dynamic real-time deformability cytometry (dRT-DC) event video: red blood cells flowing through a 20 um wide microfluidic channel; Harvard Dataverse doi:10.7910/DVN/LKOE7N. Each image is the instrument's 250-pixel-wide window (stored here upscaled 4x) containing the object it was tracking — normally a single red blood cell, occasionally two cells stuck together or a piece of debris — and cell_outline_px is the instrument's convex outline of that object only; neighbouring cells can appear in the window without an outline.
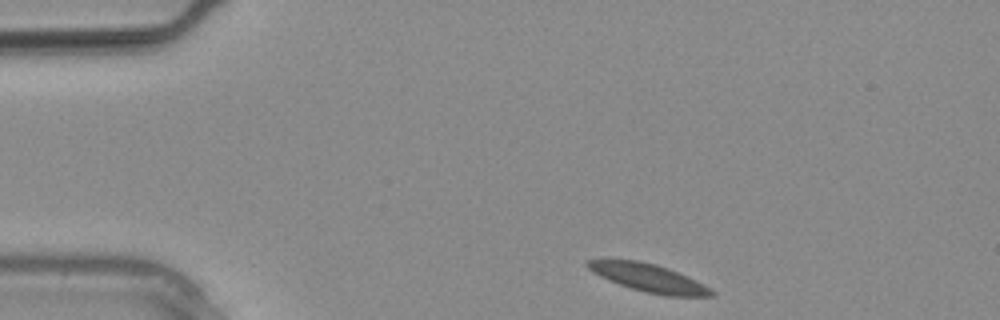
{"species": "common noctule bat (a hibernating species)", "species_latin": "Nyctalus noctula", "temperature_condition": "warm", "stored_images_in_passage": 8, "camera_frame_rate_fps": 3000, "um_per_image_px": 0.085, "animal": {"sex": "male", "body_mass_g": 20.4}, "frame": {"image": 1, "passage_image": 1, "time_ms": 0.0, "image_size_px": [1000, 320], "cell_outline_px": [[716, 292], [712, 296], [664, 296], [632, 288], [620, 284], [600, 276], [588, 268], [584, 264], [588, 260], [640, 260], [656, 264], [668, 268], [696, 280], [712, 288]], "centroid_in_image_um": [55.19, 23.62], "position_along_channel_um": 29.8, "area_um2": 19.94}}
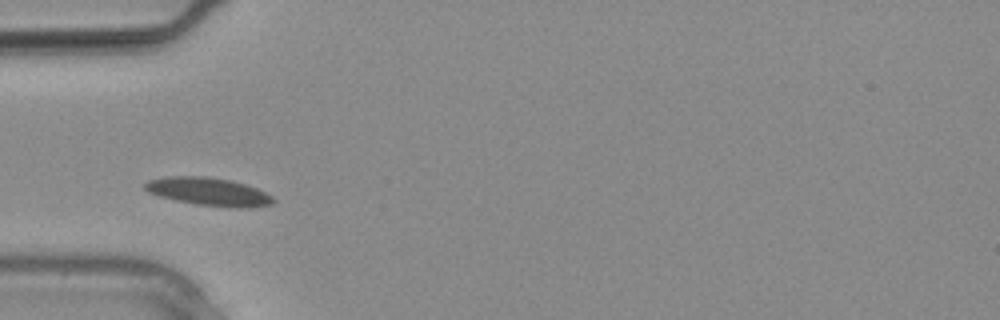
{"frame": {"image": 2, "passage_image": 5, "time_ms": 1.333, "image_size_px": [1000, 320], "cell_outline_px": [[276, 200], [272, 204], [240, 208], [236, 208], [196, 204], [176, 200], [160, 196], [148, 192], [144, 188], [144, 184], [148, 180], [168, 176], [208, 176], [228, 180], [244, 184], [256, 188], [272, 196]], "centroid_in_image_um": [17.71, 16.28], "position_along_channel_um": 67.3, "area_um2": 20.75}}